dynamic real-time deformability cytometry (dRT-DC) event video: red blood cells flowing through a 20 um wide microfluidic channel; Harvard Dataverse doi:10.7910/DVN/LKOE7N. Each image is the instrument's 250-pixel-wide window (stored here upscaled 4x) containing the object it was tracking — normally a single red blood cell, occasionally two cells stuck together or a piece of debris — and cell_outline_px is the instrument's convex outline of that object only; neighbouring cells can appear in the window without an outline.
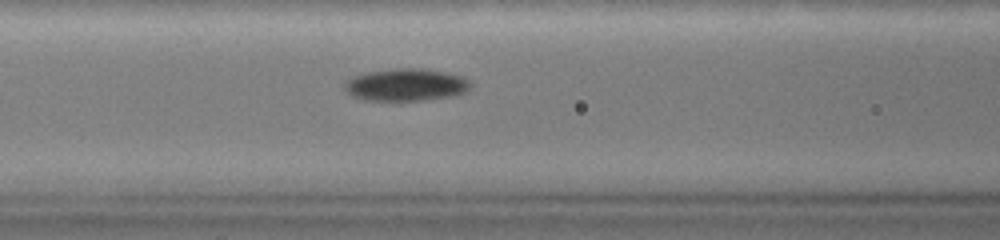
{"species": "common noctule bat (a hibernating species)", "species_latin": "Nyctalus noctula", "temperature_condition": "warm", "stored_images_in_passage": 64, "camera_frame_rate_fps": 3000, "um_per_image_px": 0.085, "animal": {"sex": "female", "body_mass_g": 19.0, "forearm_length_mm": 51.5}, "frame": {"image": 1, "passage_image": 26, "time_ms": 8.333, "image_size_px": [1000, 240], "cell_outline_px": [[472, 84], [464, 92], [452, 96], [420, 100], [364, 100], [352, 96], [344, 88], [344, 80], [352, 76], [368, 72], [396, 68], [424, 68], [448, 72], [460, 76], [468, 80]], "centroid_in_image_um": [34.47, 7.19], "position_along_channel_um": 132.1, "area_um2": 23.76}}
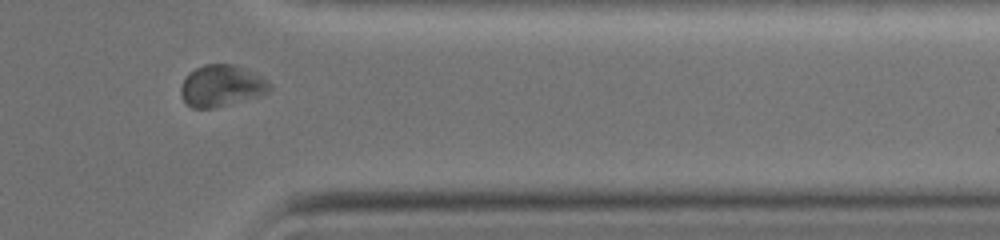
{"frame": {"image": 2, "passage_image": 53, "time_ms": 17.333, "image_size_px": [1000, 240], "cell_outline_px": [[272, 88], [268, 92], [260, 96], [212, 108], [192, 108], [180, 96], [180, 88], [188, 72], [204, 64], [232, 64], [244, 68], [260, 76], [272, 84]], "centroid_in_image_um": [18.82, 7.29], "position_along_channel_um": 392.6, "area_um2": 21.44}}
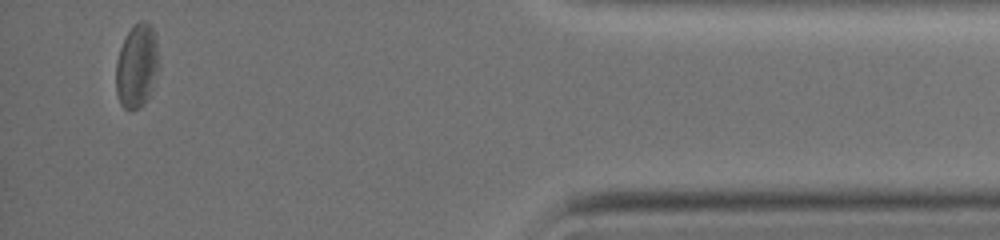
{"frame": {"image": 3, "passage_image": 61, "time_ms": 20.0, "image_size_px": [1000, 240], "cell_outline_px": [[160, 64], [152, 88], [144, 104], [140, 108], [124, 108], [120, 104], [116, 92], [116, 60], [120, 48], [132, 24], [140, 20], [148, 20], [152, 24], [156, 36]], "centroid_in_image_um": [11.65, 5.54], "position_along_channel_um": 423.5, "area_um2": 21.33}, "authors_computed_cell_mechanics": {"area_um2": 23.3223, "velocity_mm_per_s": 2.8966, "shape_relaxation_time_tau1_ms": 3.9733, "shape_relaxation_time_tau2_ms": 6.4273, "deformation_change_tau1": 0.0912, "deformation_change_tau2": 0.1044}}